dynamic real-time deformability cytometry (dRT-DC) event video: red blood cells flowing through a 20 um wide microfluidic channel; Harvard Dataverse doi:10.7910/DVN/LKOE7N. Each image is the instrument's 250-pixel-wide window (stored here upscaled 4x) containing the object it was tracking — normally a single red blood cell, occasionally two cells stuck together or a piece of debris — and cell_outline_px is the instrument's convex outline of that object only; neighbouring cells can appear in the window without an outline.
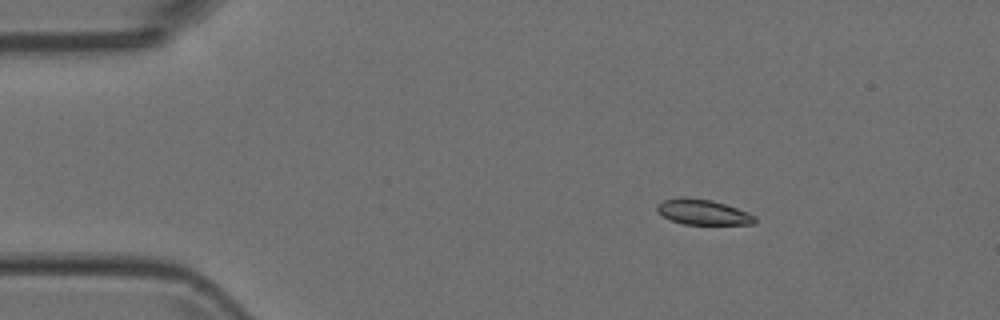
{"species": "Egyptian fruit bat (a non-hibernating species)", "species_latin": "Rousettus aegyptiacus", "temperature_condition": "room temperature", "stored_images_in_passage": 4, "camera_frame_rate_fps": 3000, "um_per_image_px": 0.085, "animal": {"sex": "female"}, "frame": {"image": 1, "passage_image": 1, "time_ms": 0.0, "image_size_px": [1000, 320], "cell_outline_px": [[756, 224], [684, 224], [672, 220], [656, 212], [656, 204], [664, 200], [680, 196], [684, 196], [712, 200], [748, 212], [756, 216]], "centroid_in_image_um": [59.73, 18.01], "position_along_channel_um": 25.3, "area_um2": 14.51}}